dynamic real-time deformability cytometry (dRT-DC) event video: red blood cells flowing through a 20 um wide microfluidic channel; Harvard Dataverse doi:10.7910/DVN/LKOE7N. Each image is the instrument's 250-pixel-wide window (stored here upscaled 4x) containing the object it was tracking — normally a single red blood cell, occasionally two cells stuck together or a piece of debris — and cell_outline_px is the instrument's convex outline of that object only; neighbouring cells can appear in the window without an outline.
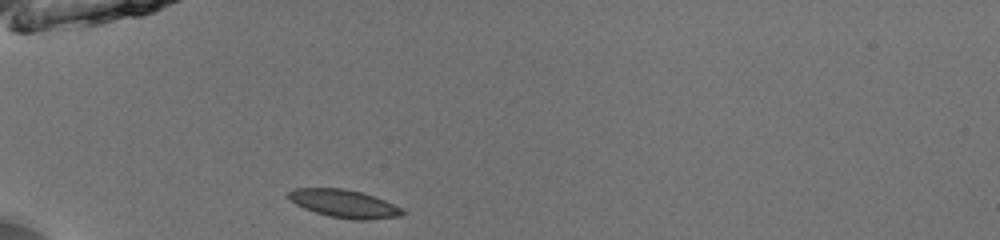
{"species": "common noctule bat (a hibernating species)", "species_latin": "Nyctalus noctula", "temperature_condition": "room temperature", "stored_images_in_passage": 36, "camera_frame_rate_fps": 3000, "um_per_image_px": 0.085, "animal": {"sex": "male", "body_mass_g": 13.0, "forearm_length_mm": 53.1}, "frame": {"image": 1, "passage_image": 1, "time_ms": 0.0, "image_size_px": [1000, 240], "cell_outline_px": [[404, 212], [400, 216], [368, 220], [356, 220], [328, 216], [304, 208], [296, 204], [288, 196], [288, 192], [296, 188], [344, 188], [376, 196], [400, 208]], "centroid_in_image_um": [29.25, 17.31], "position_along_channel_um": 55.8, "area_um2": 18.32}}
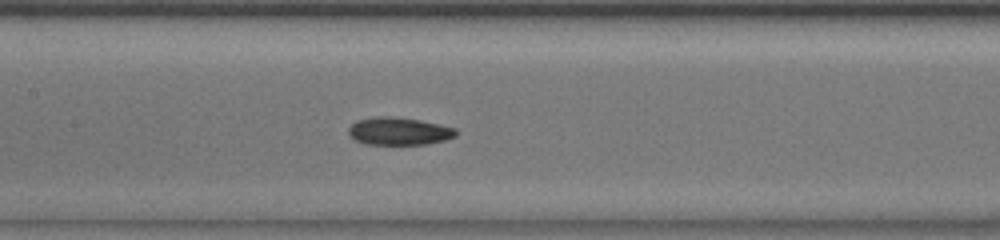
{"frame": {"image": 2, "passage_image": 11, "time_ms": 3.333, "image_size_px": [1000, 240], "cell_outline_px": [[460, 132], [456, 136], [444, 140], [428, 144], [364, 144], [356, 140], [348, 132], [348, 128], [356, 120], [380, 116], [388, 116], [420, 120], [456, 128]], "centroid_in_image_um": [33.94, 11.15], "position_along_channel_um": 173.5, "area_um2": 17.28}}
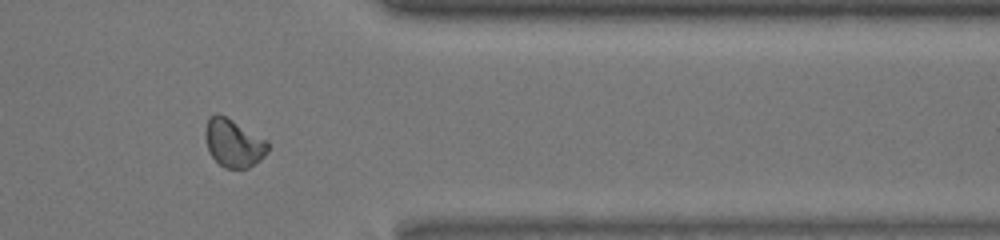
{"frame": {"image": 3, "passage_image": 28, "time_ms": 9.0, "image_size_px": [1000, 240], "cell_outline_px": [[268, 152], [260, 160], [248, 168], [224, 168], [212, 156], [208, 148], [204, 136], [204, 128], [208, 116], [216, 112], [232, 120], [268, 140]], "centroid_in_image_um": [19.83, 12.14], "position_along_channel_um": 391.6, "area_um2": 17.57}, "authors_computed_cell_mechanics": {"area_um2": 17.2244, "velocity_mm_per_s": 3.9619, "shape_relaxation_time_tau1_ms": null, "shape_relaxation_time_tau2_ms": 1.5438, "deformation_change_tau1": null, "deformation_change_tau2": 0.056}}